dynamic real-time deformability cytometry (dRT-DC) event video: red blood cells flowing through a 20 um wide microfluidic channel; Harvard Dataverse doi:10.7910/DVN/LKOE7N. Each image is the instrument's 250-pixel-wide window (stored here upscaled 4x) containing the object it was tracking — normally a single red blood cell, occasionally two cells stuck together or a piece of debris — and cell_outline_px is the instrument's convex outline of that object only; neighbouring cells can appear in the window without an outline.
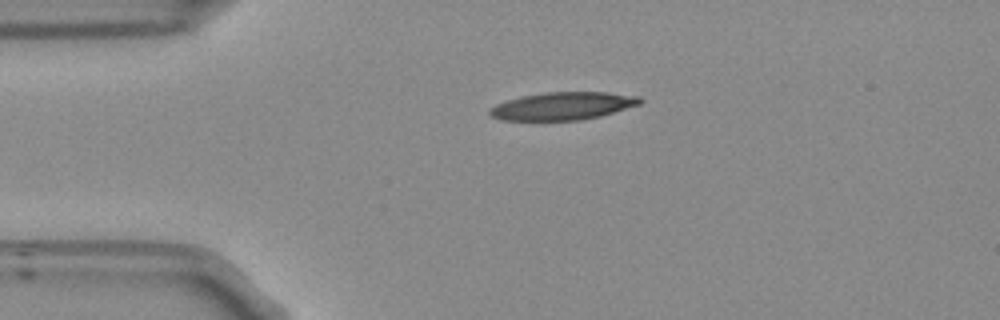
{"species": "Egyptian fruit bat (a non-hibernating species)", "species_latin": "Rousettus aegyptiacus", "temperature_condition": "room temperature", "stored_images_in_passage": 43, "camera_frame_rate_fps": 3000, "um_per_image_px": 0.085, "frame": {"image": 1, "passage_image": 1, "time_ms": 0.0, "image_size_px": [1000, 320], "cell_outline_px": [[644, 100], [640, 104], [600, 116], [580, 120], [500, 120], [492, 116], [488, 112], [496, 104], [508, 100], [524, 96], [544, 92], [608, 92], [640, 96]], "centroid_in_image_um": [47.88, 9.0], "position_along_channel_um": 37.1, "area_um2": 24.16}}
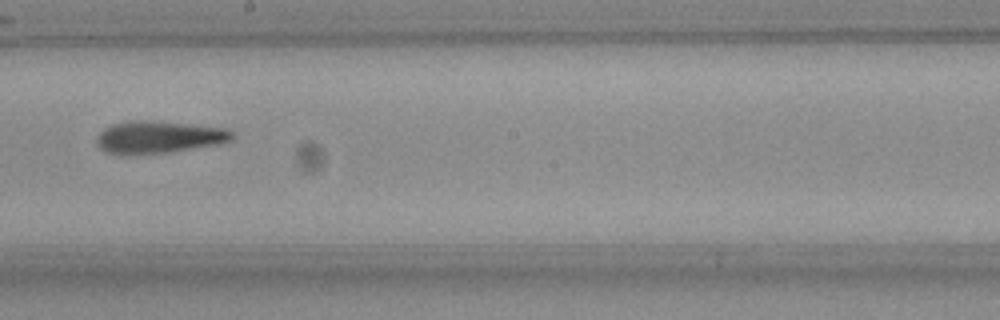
{"frame": {"image": 2, "passage_image": 19, "time_ms": 6.0, "image_size_px": [1000, 320], "cell_outline_px": [[236, 136], [232, 140], [220, 144], [160, 152], [108, 152], [100, 148], [96, 140], [100, 132], [104, 128], [112, 124], [132, 120], [152, 120], [192, 124], [228, 128], [236, 132]], "centroid_in_image_um": [13.6, 11.59], "position_along_channel_um": 234.6, "area_um2": 24.91}}
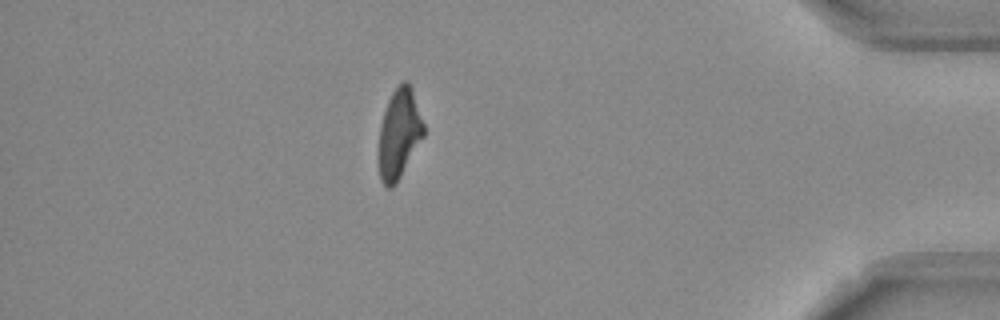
{"frame": {"image": 3, "passage_image": 36, "time_ms": 11.667, "image_size_px": [1000, 320], "cell_outline_px": [[424, 136], [396, 184], [392, 188], [388, 188], [384, 184], [380, 176], [380, 124], [388, 100], [392, 92], [404, 80], [408, 80], [412, 88], [424, 124]], "centroid_in_image_um": [33.95, 11.34], "position_along_channel_um": 401.2, "area_um2": 23.12}, "authors_computed_cell_mechanics": {"area_um2": 24.5072, "velocity_mm_per_s": 3.7507, "shape_relaxation_time_tau1_ms": null, "shape_relaxation_time_tau2_ms": 7.3097, "deformation_change_tau1": null, "deformation_change_tau2": 0.2094}}